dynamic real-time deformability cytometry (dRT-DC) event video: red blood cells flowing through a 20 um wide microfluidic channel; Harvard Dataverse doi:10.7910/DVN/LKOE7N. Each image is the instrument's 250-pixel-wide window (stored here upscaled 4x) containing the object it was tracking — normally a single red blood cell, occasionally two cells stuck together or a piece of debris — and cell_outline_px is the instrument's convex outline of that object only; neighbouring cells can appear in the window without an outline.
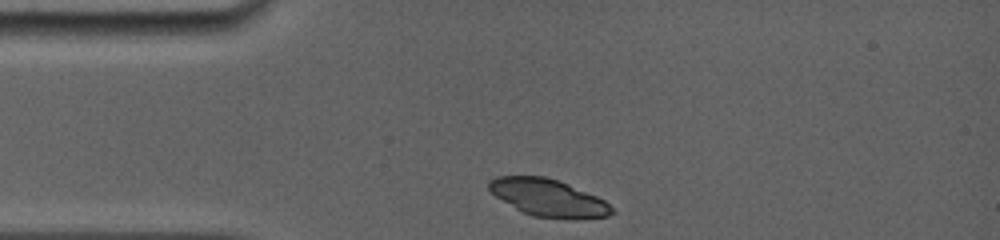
{"species": "common noctule bat (a hibernating species)", "species_latin": "Nyctalus noctula", "temperature_condition": "room temperature", "stored_images_in_passage": 3, "camera_frame_rate_fps": 5000, "um_per_image_px": 0.085, "animal": {"sex": "female", "body_mass_g": 19.0, "forearm_length_mm": 56.7}, "frame": {"image": 1, "passage_image": 1, "time_ms": 0.0, "image_size_px": [1000, 240], "cell_outline_px": [[616, 212], [608, 216], [532, 216], [520, 212], [496, 196], [488, 188], [488, 180], [496, 176], [544, 176], [560, 180], [596, 196], [604, 200]], "centroid_in_image_um": [46.52, 16.75], "position_along_channel_um": 38.5, "area_um2": 25.89}}